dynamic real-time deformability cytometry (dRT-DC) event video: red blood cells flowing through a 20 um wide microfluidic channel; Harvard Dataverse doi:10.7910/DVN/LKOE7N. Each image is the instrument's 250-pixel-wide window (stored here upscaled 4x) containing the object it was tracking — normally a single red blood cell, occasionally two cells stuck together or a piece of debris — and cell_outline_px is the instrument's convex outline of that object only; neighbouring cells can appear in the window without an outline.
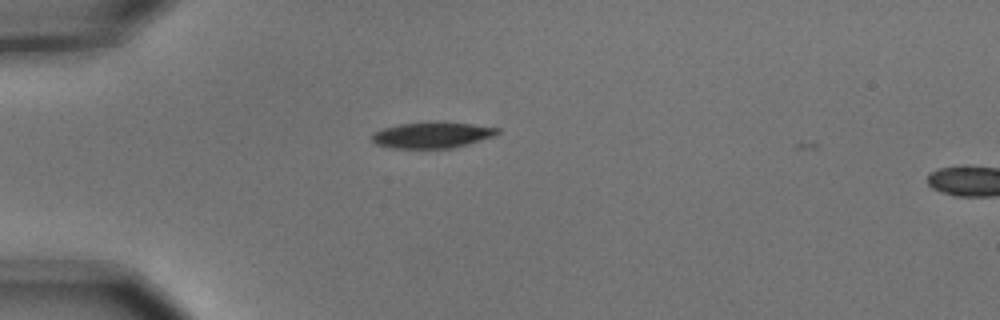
{"species": "common noctule bat (a hibernating species)", "species_latin": "Nyctalus noctula", "temperature_condition": "cold", "stored_images_in_passage": 2, "camera_frame_rate_fps": 3000, "um_per_image_px": 0.085, "animal": {"sex": "male", "body_mass_g": 15.6}, "frame": {"image": 1, "passage_image": 1, "time_ms": 0.0, "image_size_px": [1000, 320], "cell_outline_px": [[500, 132], [492, 136], [468, 144], [452, 148], [392, 148], [376, 144], [372, 140], [372, 136], [380, 128], [400, 124], [472, 124], [500, 128]], "centroid_in_image_um": [36.71, 11.51], "position_along_channel_um": 48.3, "area_um2": 18.21}}